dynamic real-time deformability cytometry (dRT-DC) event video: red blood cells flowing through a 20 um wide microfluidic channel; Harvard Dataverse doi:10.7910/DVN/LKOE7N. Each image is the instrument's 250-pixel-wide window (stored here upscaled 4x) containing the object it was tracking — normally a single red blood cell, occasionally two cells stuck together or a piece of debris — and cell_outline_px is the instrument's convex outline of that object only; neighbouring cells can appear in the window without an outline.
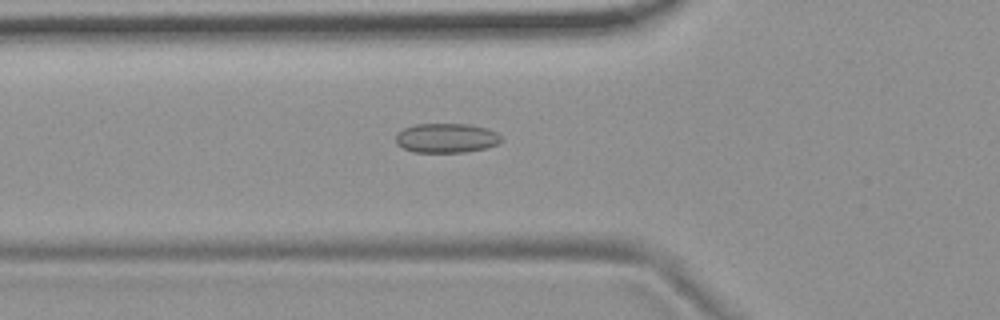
{"species": "common noctule bat (a hibernating species)", "species_latin": "Nyctalus noctula", "temperature_condition": "room temperature", "stored_images_in_passage": 54, "camera_frame_rate_fps": 3000, "um_per_image_px": 0.085, "animal": {"sex": "female", "body_mass_g": 19.9}, "frame": {"image": 1, "passage_image": 19, "time_ms": 6.0, "image_size_px": [1000, 320], "cell_outline_px": [[504, 140], [496, 144], [484, 148], [464, 152], [412, 152], [396, 144], [396, 136], [404, 128], [412, 124], [468, 124], [484, 128], [496, 132]], "centroid_in_image_um": [37.92, 11.73], "position_along_channel_um": 87.9, "area_um2": 17.98}}
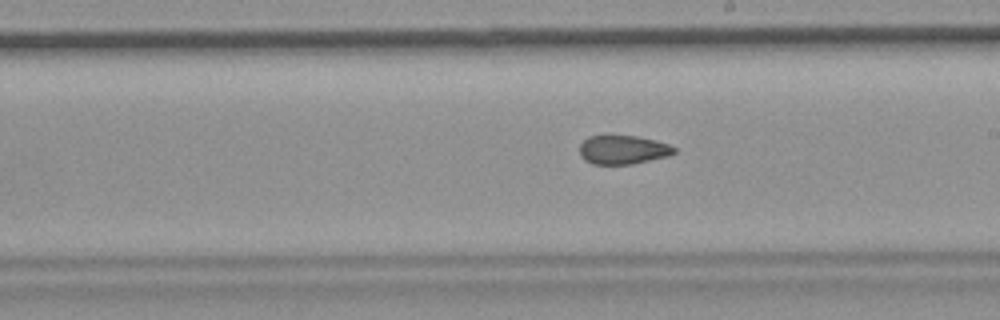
{"frame": {"image": 2, "passage_image": 31, "time_ms": 10.0, "image_size_px": [1000, 320], "cell_outline_px": [[676, 152], [668, 156], [632, 164], [592, 164], [584, 160], [580, 156], [580, 144], [588, 136], [636, 136], [668, 144], [676, 148]], "centroid_in_image_um": [52.93, 12.74], "position_along_channel_um": 236.1, "area_um2": 15.78}}
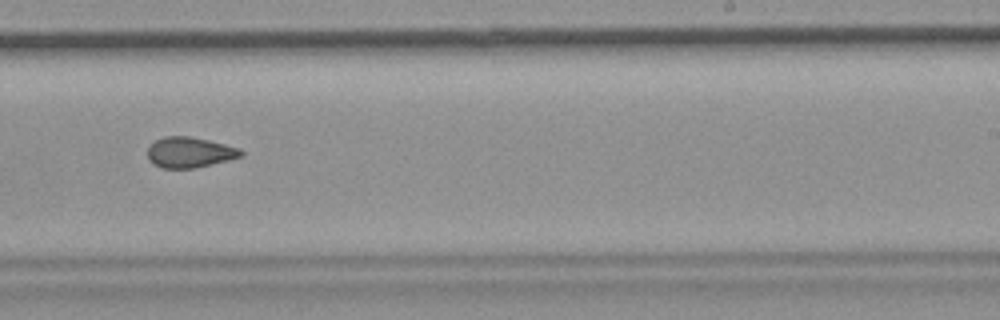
{"frame": {"image": 3, "passage_image": 34, "time_ms": 11.0, "image_size_px": [1000, 320], "cell_outline_px": [[244, 156], [196, 168], [160, 168], [152, 164], [148, 160], [148, 148], [156, 140], [164, 136], [188, 136], [208, 140], [240, 148], [244, 152]], "centroid_in_image_um": [16.12, 12.96], "position_along_channel_um": 272.9, "area_um2": 16.7}, "authors_computed_cell_mechanics": {"area_um2": 17.2533, "velocity_mm_per_s": 3.7069, "shape_relaxation_time_tau1_ms": null, "shape_relaxation_time_tau2_ms": 2.2635, "deformation_change_tau1": null, "deformation_change_tau2": 0.076}}